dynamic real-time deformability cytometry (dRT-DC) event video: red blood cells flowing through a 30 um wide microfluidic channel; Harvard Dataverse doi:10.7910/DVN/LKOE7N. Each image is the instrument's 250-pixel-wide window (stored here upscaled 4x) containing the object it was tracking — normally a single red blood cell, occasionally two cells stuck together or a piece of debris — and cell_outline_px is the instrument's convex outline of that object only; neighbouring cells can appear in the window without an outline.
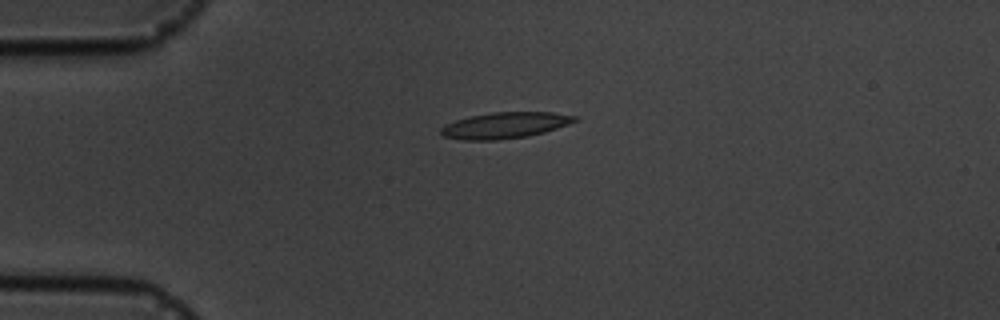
{"species": "common noctule bat (a hibernating species)", "species_latin": "Nyctalus noctula", "temperature_condition": "cold", "stored_images_in_passage": 2, "camera_frame_rate_fps": 3000, "um_per_image_px": 0.085, "animal": {"sex": "male", "body_mass_g": 19.5, "forearm_length_mm": 54.6}, "frame": {"image": 1, "passage_image": 1, "time_ms": 0.0, "image_size_px": [1000, 320], "cell_outline_px": [[580, 120], [544, 132], [528, 136], [496, 140], [464, 140], [444, 136], [440, 132], [440, 128], [444, 124], [468, 116], [492, 112], [552, 112], [580, 116]], "centroid_in_image_um": [42.94, 10.64], "position_along_channel_um": 42.1, "area_um2": 20.52}}